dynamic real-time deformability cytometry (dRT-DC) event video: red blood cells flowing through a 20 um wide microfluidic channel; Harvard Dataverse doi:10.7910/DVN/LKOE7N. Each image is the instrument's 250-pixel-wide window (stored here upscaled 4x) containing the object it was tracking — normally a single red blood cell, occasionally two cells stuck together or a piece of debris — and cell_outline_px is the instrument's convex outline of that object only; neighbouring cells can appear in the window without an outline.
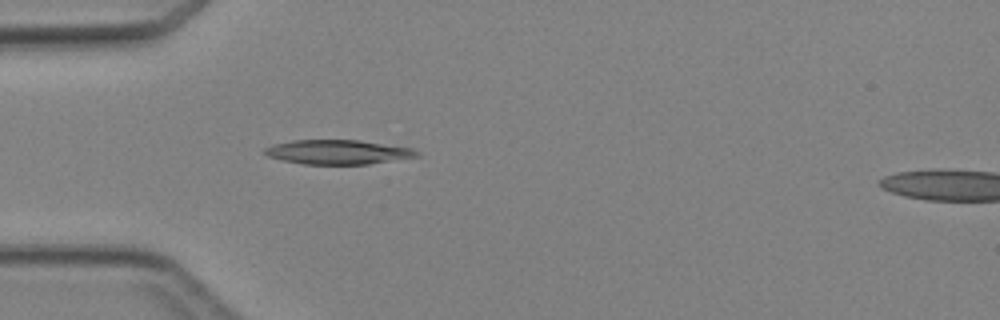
{"species": "Egyptian fruit bat (a non-hibernating species)", "species_latin": "Rousettus aegyptiacus", "temperature_condition": "cold", "stored_images_in_passage": 3, "segment_of_instrument_passage": [1, 2], "camera_frame_rate_fps": 3000, "um_per_image_px": 0.085, "animal": {"sex": "female"}, "frame": {"image": 1, "passage_image": 2, "time_ms": 1.0, "image_size_px": [1000, 320], "cell_outline_px": [[420, 156], [368, 164], [304, 164], [284, 160], [268, 156], [264, 152], [264, 148], [272, 144], [292, 140], [360, 140], [412, 148], [420, 152]], "centroid_in_image_um": [28.73, 12.92], "position_along_channel_um": 56.3, "area_um2": 21.56}}